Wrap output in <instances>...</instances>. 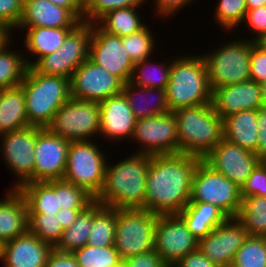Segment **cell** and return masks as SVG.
I'll return each mask as SVG.
<instances>
[{
    "label": "cell",
    "instance_id": "cell-29",
    "mask_svg": "<svg viewBox=\"0 0 266 267\" xmlns=\"http://www.w3.org/2000/svg\"><path fill=\"white\" fill-rule=\"evenodd\" d=\"M19 29H26L23 44L28 53H31V56L32 54L38 56L35 61H31L28 58L25 59L27 66L33 67L42 57L59 49L64 43L67 35L74 28L29 27Z\"/></svg>",
    "mask_w": 266,
    "mask_h": 267
},
{
    "label": "cell",
    "instance_id": "cell-5",
    "mask_svg": "<svg viewBox=\"0 0 266 267\" xmlns=\"http://www.w3.org/2000/svg\"><path fill=\"white\" fill-rule=\"evenodd\" d=\"M25 94L26 116L30 126L46 128L56 111L70 95V79L46 75L28 67L19 85Z\"/></svg>",
    "mask_w": 266,
    "mask_h": 267
},
{
    "label": "cell",
    "instance_id": "cell-20",
    "mask_svg": "<svg viewBox=\"0 0 266 267\" xmlns=\"http://www.w3.org/2000/svg\"><path fill=\"white\" fill-rule=\"evenodd\" d=\"M247 237L244 226L236 218H228L201 238L198 248L217 267H229Z\"/></svg>",
    "mask_w": 266,
    "mask_h": 267
},
{
    "label": "cell",
    "instance_id": "cell-33",
    "mask_svg": "<svg viewBox=\"0 0 266 267\" xmlns=\"http://www.w3.org/2000/svg\"><path fill=\"white\" fill-rule=\"evenodd\" d=\"M11 37L7 36L0 41V89L18 87L28 68L25 56L18 51L8 50Z\"/></svg>",
    "mask_w": 266,
    "mask_h": 267
},
{
    "label": "cell",
    "instance_id": "cell-34",
    "mask_svg": "<svg viewBox=\"0 0 266 267\" xmlns=\"http://www.w3.org/2000/svg\"><path fill=\"white\" fill-rule=\"evenodd\" d=\"M236 219L244 226L248 236L266 237V197L242 198Z\"/></svg>",
    "mask_w": 266,
    "mask_h": 267
},
{
    "label": "cell",
    "instance_id": "cell-44",
    "mask_svg": "<svg viewBox=\"0 0 266 267\" xmlns=\"http://www.w3.org/2000/svg\"><path fill=\"white\" fill-rule=\"evenodd\" d=\"M250 80L258 84L266 80V51L256 43L251 47Z\"/></svg>",
    "mask_w": 266,
    "mask_h": 267
},
{
    "label": "cell",
    "instance_id": "cell-55",
    "mask_svg": "<svg viewBox=\"0 0 266 267\" xmlns=\"http://www.w3.org/2000/svg\"><path fill=\"white\" fill-rule=\"evenodd\" d=\"M8 35L3 31V30H0V41L5 39Z\"/></svg>",
    "mask_w": 266,
    "mask_h": 267
},
{
    "label": "cell",
    "instance_id": "cell-53",
    "mask_svg": "<svg viewBox=\"0 0 266 267\" xmlns=\"http://www.w3.org/2000/svg\"><path fill=\"white\" fill-rule=\"evenodd\" d=\"M255 43L266 51V34L262 35L259 39H257Z\"/></svg>",
    "mask_w": 266,
    "mask_h": 267
},
{
    "label": "cell",
    "instance_id": "cell-36",
    "mask_svg": "<svg viewBox=\"0 0 266 267\" xmlns=\"http://www.w3.org/2000/svg\"><path fill=\"white\" fill-rule=\"evenodd\" d=\"M72 254L79 267H122V259L114 245L96 247L87 244Z\"/></svg>",
    "mask_w": 266,
    "mask_h": 267
},
{
    "label": "cell",
    "instance_id": "cell-52",
    "mask_svg": "<svg viewBox=\"0 0 266 267\" xmlns=\"http://www.w3.org/2000/svg\"><path fill=\"white\" fill-rule=\"evenodd\" d=\"M266 6V0H246L247 10Z\"/></svg>",
    "mask_w": 266,
    "mask_h": 267
},
{
    "label": "cell",
    "instance_id": "cell-39",
    "mask_svg": "<svg viewBox=\"0 0 266 267\" xmlns=\"http://www.w3.org/2000/svg\"><path fill=\"white\" fill-rule=\"evenodd\" d=\"M148 29L146 25L139 32L122 37V44L134 64L149 59L151 53H154L155 40Z\"/></svg>",
    "mask_w": 266,
    "mask_h": 267
},
{
    "label": "cell",
    "instance_id": "cell-7",
    "mask_svg": "<svg viewBox=\"0 0 266 267\" xmlns=\"http://www.w3.org/2000/svg\"><path fill=\"white\" fill-rule=\"evenodd\" d=\"M251 39L231 41L203 54L211 90L250 80Z\"/></svg>",
    "mask_w": 266,
    "mask_h": 267
},
{
    "label": "cell",
    "instance_id": "cell-31",
    "mask_svg": "<svg viewBox=\"0 0 266 267\" xmlns=\"http://www.w3.org/2000/svg\"><path fill=\"white\" fill-rule=\"evenodd\" d=\"M103 208L102 204L94 200L82 210L71 226L63 230L61 241L55 249L60 252L73 253L87 245L94 217Z\"/></svg>",
    "mask_w": 266,
    "mask_h": 267
},
{
    "label": "cell",
    "instance_id": "cell-16",
    "mask_svg": "<svg viewBox=\"0 0 266 267\" xmlns=\"http://www.w3.org/2000/svg\"><path fill=\"white\" fill-rule=\"evenodd\" d=\"M88 58L124 84L130 82L134 63L122 44V38L104 32L96 23L92 24Z\"/></svg>",
    "mask_w": 266,
    "mask_h": 267
},
{
    "label": "cell",
    "instance_id": "cell-47",
    "mask_svg": "<svg viewBox=\"0 0 266 267\" xmlns=\"http://www.w3.org/2000/svg\"><path fill=\"white\" fill-rule=\"evenodd\" d=\"M171 267H217L213 264L198 248L188 253L180 260L176 261Z\"/></svg>",
    "mask_w": 266,
    "mask_h": 267
},
{
    "label": "cell",
    "instance_id": "cell-42",
    "mask_svg": "<svg viewBox=\"0 0 266 267\" xmlns=\"http://www.w3.org/2000/svg\"><path fill=\"white\" fill-rule=\"evenodd\" d=\"M24 0H0V28L10 36L13 29H18L23 13Z\"/></svg>",
    "mask_w": 266,
    "mask_h": 267
},
{
    "label": "cell",
    "instance_id": "cell-54",
    "mask_svg": "<svg viewBox=\"0 0 266 267\" xmlns=\"http://www.w3.org/2000/svg\"><path fill=\"white\" fill-rule=\"evenodd\" d=\"M261 86V94L263 99V105L266 107V80L260 84Z\"/></svg>",
    "mask_w": 266,
    "mask_h": 267
},
{
    "label": "cell",
    "instance_id": "cell-24",
    "mask_svg": "<svg viewBox=\"0 0 266 267\" xmlns=\"http://www.w3.org/2000/svg\"><path fill=\"white\" fill-rule=\"evenodd\" d=\"M81 22L71 10L49 0H24L18 28H75Z\"/></svg>",
    "mask_w": 266,
    "mask_h": 267
},
{
    "label": "cell",
    "instance_id": "cell-37",
    "mask_svg": "<svg viewBox=\"0 0 266 267\" xmlns=\"http://www.w3.org/2000/svg\"><path fill=\"white\" fill-rule=\"evenodd\" d=\"M116 232V209L104 207L95 217L87 244L96 247L114 245Z\"/></svg>",
    "mask_w": 266,
    "mask_h": 267
},
{
    "label": "cell",
    "instance_id": "cell-21",
    "mask_svg": "<svg viewBox=\"0 0 266 267\" xmlns=\"http://www.w3.org/2000/svg\"><path fill=\"white\" fill-rule=\"evenodd\" d=\"M54 248L27 231L0 245L3 267H45Z\"/></svg>",
    "mask_w": 266,
    "mask_h": 267
},
{
    "label": "cell",
    "instance_id": "cell-3",
    "mask_svg": "<svg viewBox=\"0 0 266 267\" xmlns=\"http://www.w3.org/2000/svg\"><path fill=\"white\" fill-rule=\"evenodd\" d=\"M151 157L133 153L113 165L107 163L104 185L95 200L113 209H144Z\"/></svg>",
    "mask_w": 266,
    "mask_h": 267
},
{
    "label": "cell",
    "instance_id": "cell-25",
    "mask_svg": "<svg viewBox=\"0 0 266 267\" xmlns=\"http://www.w3.org/2000/svg\"><path fill=\"white\" fill-rule=\"evenodd\" d=\"M0 199V245L28 231V208L18 189H8Z\"/></svg>",
    "mask_w": 266,
    "mask_h": 267
},
{
    "label": "cell",
    "instance_id": "cell-50",
    "mask_svg": "<svg viewBox=\"0 0 266 267\" xmlns=\"http://www.w3.org/2000/svg\"><path fill=\"white\" fill-rule=\"evenodd\" d=\"M45 267H79L72 253L60 252L55 248L48 256Z\"/></svg>",
    "mask_w": 266,
    "mask_h": 267
},
{
    "label": "cell",
    "instance_id": "cell-13",
    "mask_svg": "<svg viewBox=\"0 0 266 267\" xmlns=\"http://www.w3.org/2000/svg\"><path fill=\"white\" fill-rule=\"evenodd\" d=\"M133 139L141 144V148L135 153L151 156L179 154L175 114L169 112L136 120L132 141Z\"/></svg>",
    "mask_w": 266,
    "mask_h": 267
},
{
    "label": "cell",
    "instance_id": "cell-22",
    "mask_svg": "<svg viewBox=\"0 0 266 267\" xmlns=\"http://www.w3.org/2000/svg\"><path fill=\"white\" fill-rule=\"evenodd\" d=\"M211 104L222 119L236 112L264 107L261 86L249 80L219 87L212 91Z\"/></svg>",
    "mask_w": 266,
    "mask_h": 267
},
{
    "label": "cell",
    "instance_id": "cell-8",
    "mask_svg": "<svg viewBox=\"0 0 266 267\" xmlns=\"http://www.w3.org/2000/svg\"><path fill=\"white\" fill-rule=\"evenodd\" d=\"M157 219L145 209H116L114 247L122 260L154 249Z\"/></svg>",
    "mask_w": 266,
    "mask_h": 267
},
{
    "label": "cell",
    "instance_id": "cell-15",
    "mask_svg": "<svg viewBox=\"0 0 266 267\" xmlns=\"http://www.w3.org/2000/svg\"><path fill=\"white\" fill-rule=\"evenodd\" d=\"M4 162L17 177L11 189H19L27 182H34L36 126L0 134Z\"/></svg>",
    "mask_w": 266,
    "mask_h": 267
},
{
    "label": "cell",
    "instance_id": "cell-11",
    "mask_svg": "<svg viewBox=\"0 0 266 267\" xmlns=\"http://www.w3.org/2000/svg\"><path fill=\"white\" fill-rule=\"evenodd\" d=\"M46 128L70 142L89 141L100 131L99 103L70 97Z\"/></svg>",
    "mask_w": 266,
    "mask_h": 267
},
{
    "label": "cell",
    "instance_id": "cell-38",
    "mask_svg": "<svg viewBox=\"0 0 266 267\" xmlns=\"http://www.w3.org/2000/svg\"><path fill=\"white\" fill-rule=\"evenodd\" d=\"M232 265L235 267H266V237L248 236L237 250Z\"/></svg>",
    "mask_w": 266,
    "mask_h": 267
},
{
    "label": "cell",
    "instance_id": "cell-23",
    "mask_svg": "<svg viewBox=\"0 0 266 267\" xmlns=\"http://www.w3.org/2000/svg\"><path fill=\"white\" fill-rule=\"evenodd\" d=\"M99 109V133L104 135L103 137L110 141L122 140L124 137L132 138L136 118L123 93L99 102Z\"/></svg>",
    "mask_w": 266,
    "mask_h": 267
},
{
    "label": "cell",
    "instance_id": "cell-4",
    "mask_svg": "<svg viewBox=\"0 0 266 267\" xmlns=\"http://www.w3.org/2000/svg\"><path fill=\"white\" fill-rule=\"evenodd\" d=\"M176 116L179 153L204 158L224 138L223 119L211 103L180 108Z\"/></svg>",
    "mask_w": 266,
    "mask_h": 267
},
{
    "label": "cell",
    "instance_id": "cell-17",
    "mask_svg": "<svg viewBox=\"0 0 266 267\" xmlns=\"http://www.w3.org/2000/svg\"><path fill=\"white\" fill-rule=\"evenodd\" d=\"M124 83L89 58L77 67L70 79L73 98L101 102L122 93Z\"/></svg>",
    "mask_w": 266,
    "mask_h": 267
},
{
    "label": "cell",
    "instance_id": "cell-51",
    "mask_svg": "<svg viewBox=\"0 0 266 267\" xmlns=\"http://www.w3.org/2000/svg\"><path fill=\"white\" fill-rule=\"evenodd\" d=\"M51 3L71 10L81 21H84V0H49Z\"/></svg>",
    "mask_w": 266,
    "mask_h": 267
},
{
    "label": "cell",
    "instance_id": "cell-6",
    "mask_svg": "<svg viewBox=\"0 0 266 267\" xmlns=\"http://www.w3.org/2000/svg\"><path fill=\"white\" fill-rule=\"evenodd\" d=\"M166 95L170 112L211 103L212 90L202 55H180L172 60Z\"/></svg>",
    "mask_w": 266,
    "mask_h": 267
},
{
    "label": "cell",
    "instance_id": "cell-14",
    "mask_svg": "<svg viewBox=\"0 0 266 267\" xmlns=\"http://www.w3.org/2000/svg\"><path fill=\"white\" fill-rule=\"evenodd\" d=\"M198 244L199 240L188 230L178 214L158 215L154 250L168 267L197 250Z\"/></svg>",
    "mask_w": 266,
    "mask_h": 267
},
{
    "label": "cell",
    "instance_id": "cell-49",
    "mask_svg": "<svg viewBox=\"0 0 266 267\" xmlns=\"http://www.w3.org/2000/svg\"><path fill=\"white\" fill-rule=\"evenodd\" d=\"M157 11V16L160 15L161 17L168 18L172 16L177 10L184 8V6L188 5V3H192L191 1L194 0H154Z\"/></svg>",
    "mask_w": 266,
    "mask_h": 267
},
{
    "label": "cell",
    "instance_id": "cell-45",
    "mask_svg": "<svg viewBox=\"0 0 266 267\" xmlns=\"http://www.w3.org/2000/svg\"><path fill=\"white\" fill-rule=\"evenodd\" d=\"M243 21L255 32L256 36L252 39L255 42L266 34V6L247 10Z\"/></svg>",
    "mask_w": 266,
    "mask_h": 267
},
{
    "label": "cell",
    "instance_id": "cell-41",
    "mask_svg": "<svg viewBox=\"0 0 266 267\" xmlns=\"http://www.w3.org/2000/svg\"><path fill=\"white\" fill-rule=\"evenodd\" d=\"M145 2V0H84V22L94 24L109 11L124 7H139Z\"/></svg>",
    "mask_w": 266,
    "mask_h": 267
},
{
    "label": "cell",
    "instance_id": "cell-27",
    "mask_svg": "<svg viewBox=\"0 0 266 267\" xmlns=\"http://www.w3.org/2000/svg\"><path fill=\"white\" fill-rule=\"evenodd\" d=\"M122 93L125 95L136 120L154 117L157 115H165L170 112L168 108L166 89L135 86L128 82L123 85ZM146 96H152L155 101L152 103V100L150 101ZM152 97H150V99H152ZM147 99L150 104L146 103Z\"/></svg>",
    "mask_w": 266,
    "mask_h": 267
},
{
    "label": "cell",
    "instance_id": "cell-30",
    "mask_svg": "<svg viewBox=\"0 0 266 267\" xmlns=\"http://www.w3.org/2000/svg\"><path fill=\"white\" fill-rule=\"evenodd\" d=\"M30 126L26 116L25 94L18 86L0 89V134Z\"/></svg>",
    "mask_w": 266,
    "mask_h": 267
},
{
    "label": "cell",
    "instance_id": "cell-35",
    "mask_svg": "<svg viewBox=\"0 0 266 267\" xmlns=\"http://www.w3.org/2000/svg\"><path fill=\"white\" fill-rule=\"evenodd\" d=\"M171 64H172V61L167 65L164 62L160 63V65L158 64L154 65L153 63L150 62V58L149 60L146 59L141 62H138L134 64V69H133V73L130 79V83L135 86L166 89V86L170 78ZM152 68L153 70L159 73L154 72L155 74H153L151 72ZM148 69H150V72Z\"/></svg>",
    "mask_w": 266,
    "mask_h": 267
},
{
    "label": "cell",
    "instance_id": "cell-18",
    "mask_svg": "<svg viewBox=\"0 0 266 267\" xmlns=\"http://www.w3.org/2000/svg\"><path fill=\"white\" fill-rule=\"evenodd\" d=\"M70 141L36 126L34 182L62 179Z\"/></svg>",
    "mask_w": 266,
    "mask_h": 267
},
{
    "label": "cell",
    "instance_id": "cell-32",
    "mask_svg": "<svg viewBox=\"0 0 266 267\" xmlns=\"http://www.w3.org/2000/svg\"><path fill=\"white\" fill-rule=\"evenodd\" d=\"M139 7H124L107 12L96 24L106 33L125 37L143 29L146 25L136 12Z\"/></svg>",
    "mask_w": 266,
    "mask_h": 267
},
{
    "label": "cell",
    "instance_id": "cell-28",
    "mask_svg": "<svg viewBox=\"0 0 266 267\" xmlns=\"http://www.w3.org/2000/svg\"><path fill=\"white\" fill-rule=\"evenodd\" d=\"M178 215L198 240L228 219L219 208L206 202H189Z\"/></svg>",
    "mask_w": 266,
    "mask_h": 267
},
{
    "label": "cell",
    "instance_id": "cell-43",
    "mask_svg": "<svg viewBox=\"0 0 266 267\" xmlns=\"http://www.w3.org/2000/svg\"><path fill=\"white\" fill-rule=\"evenodd\" d=\"M241 198L266 197V161L261 160L240 188Z\"/></svg>",
    "mask_w": 266,
    "mask_h": 267
},
{
    "label": "cell",
    "instance_id": "cell-26",
    "mask_svg": "<svg viewBox=\"0 0 266 267\" xmlns=\"http://www.w3.org/2000/svg\"><path fill=\"white\" fill-rule=\"evenodd\" d=\"M257 109L243 110L223 118L224 139L255 152L258 141Z\"/></svg>",
    "mask_w": 266,
    "mask_h": 267
},
{
    "label": "cell",
    "instance_id": "cell-10",
    "mask_svg": "<svg viewBox=\"0 0 266 267\" xmlns=\"http://www.w3.org/2000/svg\"><path fill=\"white\" fill-rule=\"evenodd\" d=\"M190 202H206L228 218H236L241 207L240 188L201 160L194 172Z\"/></svg>",
    "mask_w": 266,
    "mask_h": 267
},
{
    "label": "cell",
    "instance_id": "cell-19",
    "mask_svg": "<svg viewBox=\"0 0 266 267\" xmlns=\"http://www.w3.org/2000/svg\"><path fill=\"white\" fill-rule=\"evenodd\" d=\"M202 160L239 188L261 161L254 152L243 149L224 138Z\"/></svg>",
    "mask_w": 266,
    "mask_h": 267
},
{
    "label": "cell",
    "instance_id": "cell-2",
    "mask_svg": "<svg viewBox=\"0 0 266 267\" xmlns=\"http://www.w3.org/2000/svg\"><path fill=\"white\" fill-rule=\"evenodd\" d=\"M201 160L183 153L152 156L144 209L157 215L179 214L190 202L194 172Z\"/></svg>",
    "mask_w": 266,
    "mask_h": 267
},
{
    "label": "cell",
    "instance_id": "cell-9",
    "mask_svg": "<svg viewBox=\"0 0 266 267\" xmlns=\"http://www.w3.org/2000/svg\"><path fill=\"white\" fill-rule=\"evenodd\" d=\"M94 141H71L63 180L84 188L94 198L101 192L107 167L103 152Z\"/></svg>",
    "mask_w": 266,
    "mask_h": 267
},
{
    "label": "cell",
    "instance_id": "cell-1",
    "mask_svg": "<svg viewBox=\"0 0 266 267\" xmlns=\"http://www.w3.org/2000/svg\"><path fill=\"white\" fill-rule=\"evenodd\" d=\"M18 191L28 208V231L53 248L63 230L95 200L84 188L63 179L27 182Z\"/></svg>",
    "mask_w": 266,
    "mask_h": 267
},
{
    "label": "cell",
    "instance_id": "cell-12",
    "mask_svg": "<svg viewBox=\"0 0 266 267\" xmlns=\"http://www.w3.org/2000/svg\"><path fill=\"white\" fill-rule=\"evenodd\" d=\"M92 24L82 21L66 37L55 52L42 57L33 68L46 75L71 79L74 70L88 59Z\"/></svg>",
    "mask_w": 266,
    "mask_h": 267
},
{
    "label": "cell",
    "instance_id": "cell-48",
    "mask_svg": "<svg viewBox=\"0 0 266 267\" xmlns=\"http://www.w3.org/2000/svg\"><path fill=\"white\" fill-rule=\"evenodd\" d=\"M258 141L254 152L261 160L266 161V107L257 109Z\"/></svg>",
    "mask_w": 266,
    "mask_h": 267
},
{
    "label": "cell",
    "instance_id": "cell-40",
    "mask_svg": "<svg viewBox=\"0 0 266 267\" xmlns=\"http://www.w3.org/2000/svg\"><path fill=\"white\" fill-rule=\"evenodd\" d=\"M215 8L216 22L226 31L239 26L247 11L246 0H219Z\"/></svg>",
    "mask_w": 266,
    "mask_h": 267
},
{
    "label": "cell",
    "instance_id": "cell-46",
    "mask_svg": "<svg viewBox=\"0 0 266 267\" xmlns=\"http://www.w3.org/2000/svg\"><path fill=\"white\" fill-rule=\"evenodd\" d=\"M122 267H168L153 249L122 260Z\"/></svg>",
    "mask_w": 266,
    "mask_h": 267
}]
</instances>
